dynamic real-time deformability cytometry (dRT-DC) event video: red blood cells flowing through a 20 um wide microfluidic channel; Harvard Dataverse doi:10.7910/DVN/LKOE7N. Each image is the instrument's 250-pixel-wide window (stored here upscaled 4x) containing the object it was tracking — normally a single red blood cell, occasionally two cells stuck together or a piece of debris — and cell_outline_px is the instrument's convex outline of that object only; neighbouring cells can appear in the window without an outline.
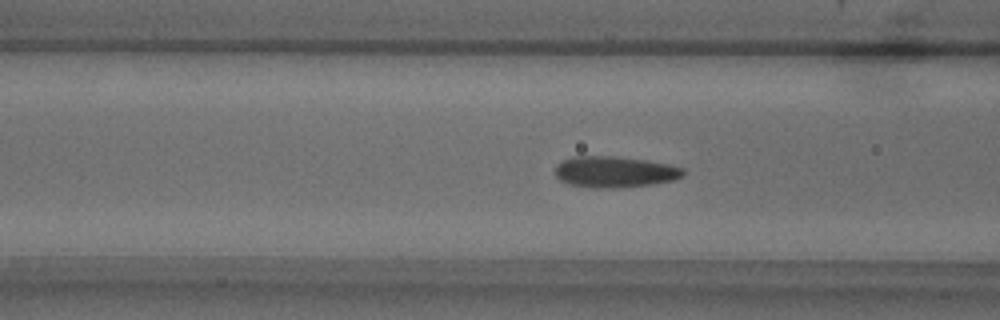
{"species": "common noctule bat (a hibernating species)", "species_latin": "Nyctalus noctula", "temperature_condition": "warm", "stored_images_in_passage": 49, "camera_frame_rate_fps": 3000, "um_per_image_px": 0.085, "animal": {"sex": "male", "body_mass_g": 18.8}, "frame": {"image": 1, "passage_image": 16, "time_ms": 5.0, "image_size_px": [1000, 320], "cell_outline_px": [[684, 176], [676, 180], [652, 184], [612, 188], [592, 188], [568, 184], [560, 180], [556, 176], [556, 164], [572, 156], [612, 156], [644, 160], [668, 164], [684, 168]], "centroid_in_image_um": [52.25, 14.61], "position_along_channel_um": 114.3, "area_um2": 23.29}}
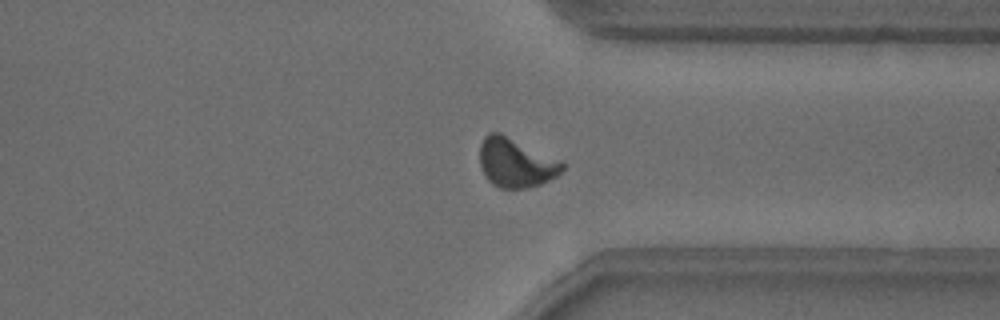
{"frame": {"image": 2, "passage_image": 36, "time_ms": 11.667, "image_size_px": [1000, 320], "cell_outline_px": [[568, 164], [556, 176], [540, 184], [524, 188], [500, 188], [492, 184], [484, 176], [480, 164], [480, 144], [484, 136], [488, 132], [500, 132], [564, 160]], "centroid_in_image_um": [43.87, 13.8], "position_along_channel_um": 367.5, "area_um2": 24.16}}
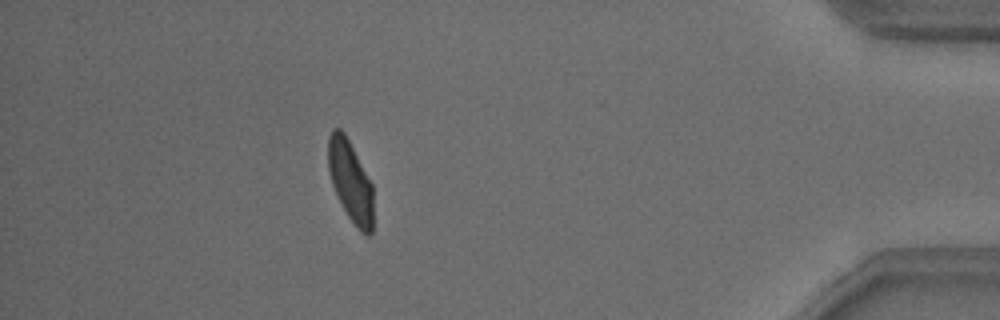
{"frame": {"image": 3, "passage_image": 43, "time_ms": 14.0, "image_size_px": [1000, 320], "cell_outline_px": [[372, 232], [368, 236], [360, 232], [356, 228], [348, 216], [332, 184], [328, 168], [328, 136], [332, 128], [340, 128], [344, 132], [372, 184]], "centroid_in_image_um": [29.77, 15.39], "position_along_channel_um": 405.4, "area_um2": 21.04}, "authors_computed_cell_mechanics": {"area_um2": 22.5998, "velocity_mm_per_s": 3.8286, "shape_relaxation_time_tau1_ms": 3.2295, "shape_relaxation_time_tau2_ms": 0.7437, "deformation_change_tau1": 0.1259, "deformation_change_tau2": 0.0618}}